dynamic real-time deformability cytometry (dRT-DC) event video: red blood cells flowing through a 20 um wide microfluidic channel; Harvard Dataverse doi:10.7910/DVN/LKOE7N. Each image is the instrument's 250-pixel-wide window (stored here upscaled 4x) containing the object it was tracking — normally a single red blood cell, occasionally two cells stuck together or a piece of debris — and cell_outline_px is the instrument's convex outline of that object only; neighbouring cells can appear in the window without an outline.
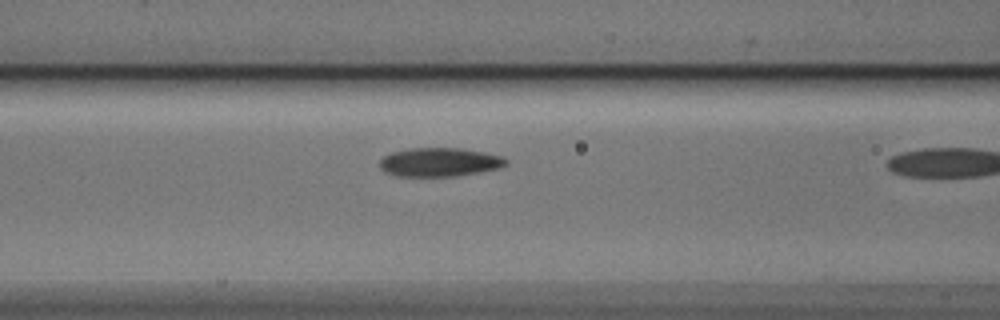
{"species": "Egyptian fruit bat (a non-hibernating species)", "species_latin": "Rousettus aegyptiacus", "temperature_condition": "cold", "stored_images_in_passage": 12, "camera_frame_rate_fps": 3000, "um_per_image_px": 0.085, "animal": {"sex": "male"}, "frame": {"image": 1, "passage_image": 11, "time_ms": 3.333, "image_size_px": [1000, 320], "cell_outline_px": [[508, 164], [500, 168], [456, 176], [396, 176], [384, 172], [380, 168], [380, 160], [384, 156], [392, 152], [412, 148], [460, 148], [484, 152], [500, 156], [508, 160]], "centroid_in_image_um": [37.35, 13.78], "position_along_channel_um": 129.2, "area_um2": 21.15}}